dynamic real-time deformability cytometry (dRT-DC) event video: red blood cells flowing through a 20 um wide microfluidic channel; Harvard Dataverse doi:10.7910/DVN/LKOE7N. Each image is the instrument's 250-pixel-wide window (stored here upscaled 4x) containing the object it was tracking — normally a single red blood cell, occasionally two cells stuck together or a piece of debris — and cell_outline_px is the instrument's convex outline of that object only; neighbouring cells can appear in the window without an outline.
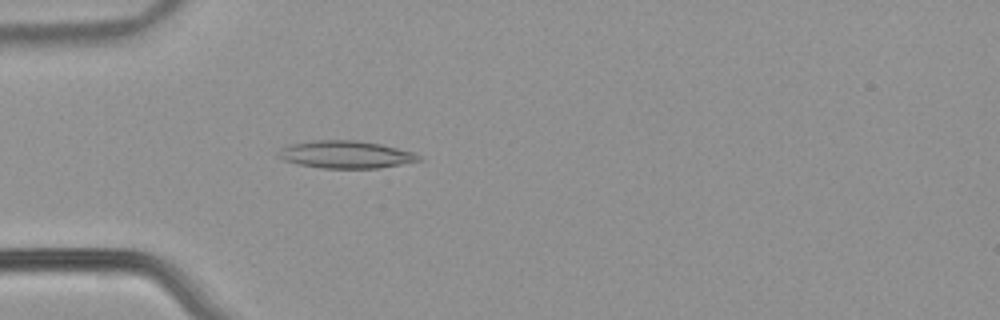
{"species": "common noctule bat (a hibernating species)", "species_latin": "Nyctalus noctula", "temperature_condition": "warm", "stored_images_in_passage": 45, "camera_frame_rate_fps": 3000, "um_per_image_px": 0.085, "animal": {"sex": "male", "body_mass_g": 21.5, "forearm_length_mm": 52.0}, "frame": {"image": 1, "passage_image": 8, "time_ms": 2.333, "image_size_px": [1000, 320], "cell_outline_px": [[424, 160], [380, 168], [320, 168], [300, 164], [284, 160], [276, 156], [280, 148], [292, 144], [312, 140], [356, 140], [380, 144], [416, 152]], "centroid_in_image_um": [29.42, 13.13], "position_along_channel_um": 55.6, "area_um2": 22.6}}
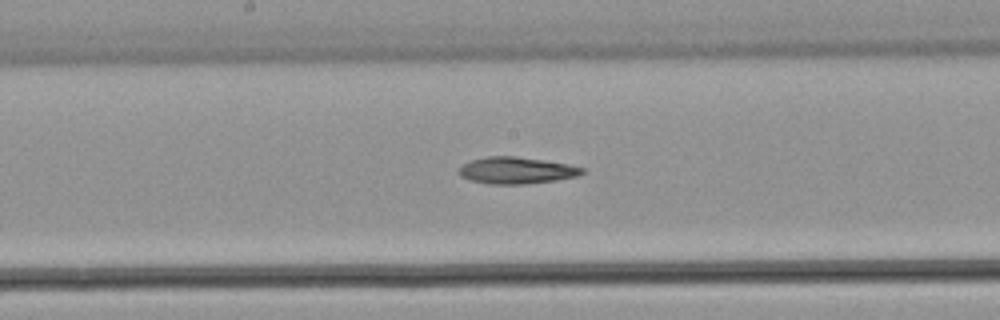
{"frame": {"image": 2, "passage_image": 20, "time_ms": 6.333, "image_size_px": [1000, 320], "cell_outline_px": [[584, 172], [576, 176], [556, 180], [524, 184], [488, 184], [472, 180], [460, 176], [456, 172], [464, 164], [472, 160], [488, 156], [516, 156], [544, 160], [568, 164], [584, 168]], "centroid_in_image_um": [43.88, 14.48], "position_along_channel_um": 204.3, "area_um2": 19.07}}
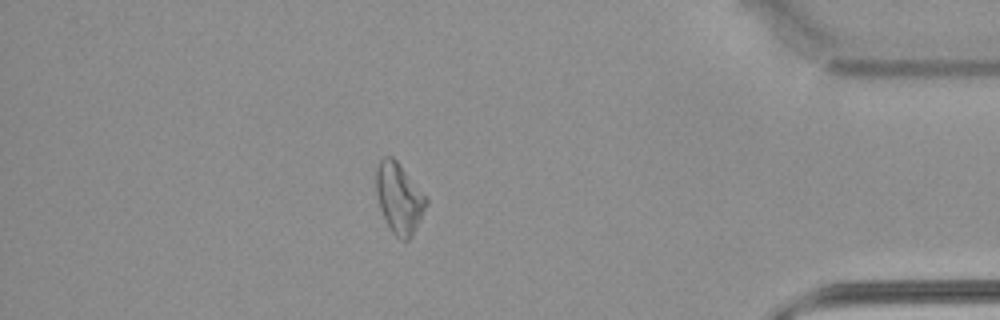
{"frame": {"image": 3, "passage_image": 38, "time_ms": 12.333, "image_size_px": [1000, 320], "cell_outline_px": [[428, 204], [412, 236], [408, 240], [400, 240], [392, 232], [380, 208], [376, 192], [376, 168], [380, 160], [384, 156], [392, 156], [396, 160], [428, 200]], "centroid_in_image_um": [33.91, 16.85], "position_along_channel_um": 401.3, "area_um2": 20.17}}